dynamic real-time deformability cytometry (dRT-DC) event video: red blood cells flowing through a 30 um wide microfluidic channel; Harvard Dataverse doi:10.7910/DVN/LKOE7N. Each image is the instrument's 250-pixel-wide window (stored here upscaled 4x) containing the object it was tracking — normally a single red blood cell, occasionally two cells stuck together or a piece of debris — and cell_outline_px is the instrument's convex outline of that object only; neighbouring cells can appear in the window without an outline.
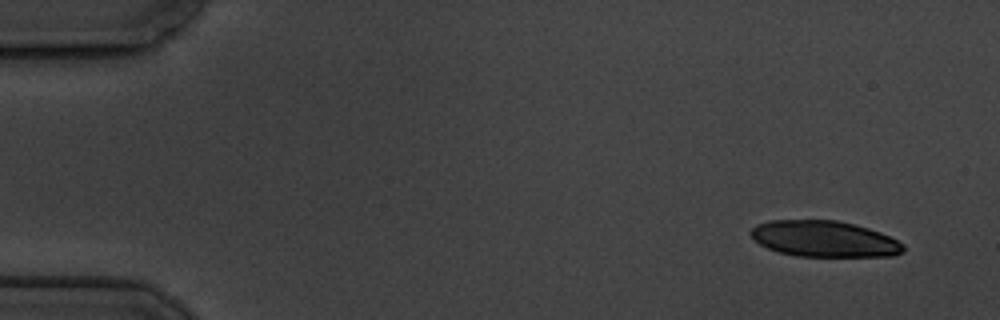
{"species": "common noctule bat (a hibernating species)", "species_latin": "Nyctalus noctula", "temperature_condition": "cold", "stored_images_in_passage": 4, "camera_frame_rate_fps": 3000, "um_per_image_px": 0.085, "animal": {"sex": "male", "body_mass_g": 19.5, "forearm_length_mm": 54.6}, "frame": {"image": 1, "passage_image": 1, "time_ms": 0.0, "image_size_px": [1000, 320], "cell_outline_px": [[904, 252], [892, 256], [796, 256], [780, 252], [768, 248], [752, 240], [748, 232], [756, 224], [768, 220], [836, 220], [868, 228], [880, 232], [904, 244]], "centroid_in_image_um": [70.01, 20.3], "position_along_channel_um": 15.0, "area_um2": 32.14}}